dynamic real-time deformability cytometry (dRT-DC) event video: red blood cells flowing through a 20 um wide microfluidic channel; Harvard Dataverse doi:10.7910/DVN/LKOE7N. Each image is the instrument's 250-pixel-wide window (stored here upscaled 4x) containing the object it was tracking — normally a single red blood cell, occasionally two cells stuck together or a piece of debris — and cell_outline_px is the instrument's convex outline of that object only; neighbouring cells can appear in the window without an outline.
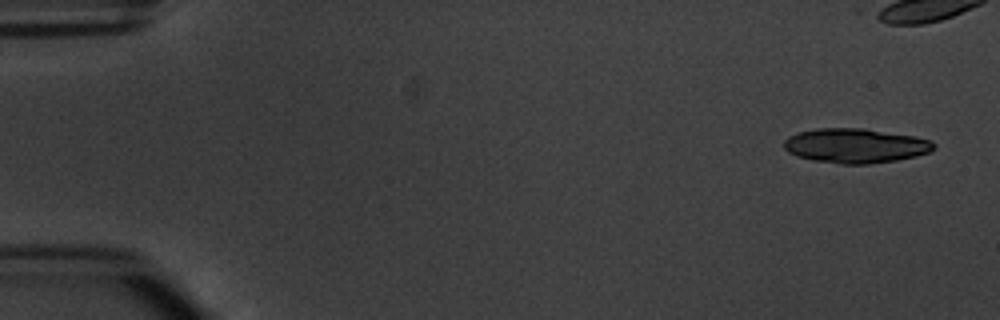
{"species": "common noctule bat (a hibernating species)", "species_latin": "Nyctalus noctula", "temperature_condition": "warm", "stored_images_in_passage": 6, "camera_frame_rate_fps": 3000, "um_per_image_px": 0.085, "animal": {"sex": "male", "body_mass_g": 20.1, "forearm_length_mm": 53.5}, "frame": {"image": 1, "passage_image": 1, "time_ms": 0.0, "image_size_px": [1000, 320], "cell_outline_px": [[936, 148], [932, 152], [916, 156], [896, 160], [868, 164], [840, 164], [812, 160], [796, 156], [788, 152], [784, 148], [784, 140], [788, 136], [800, 132], [816, 128], [864, 128], [912, 136], [932, 140], [936, 144]], "centroid_in_image_um": [72.73, 12.39], "position_along_channel_um": 12.3, "area_um2": 30.35}}